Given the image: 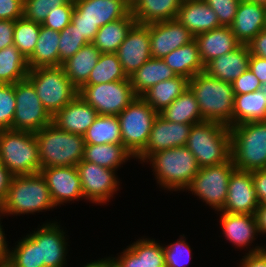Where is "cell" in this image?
<instances>
[{
  "instance_id": "cell-43",
  "label": "cell",
  "mask_w": 266,
  "mask_h": 267,
  "mask_svg": "<svg viewBox=\"0 0 266 267\" xmlns=\"http://www.w3.org/2000/svg\"><path fill=\"white\" fill-rule=\"evenodd\" d=\"M70 0H24L23 18L42 24L51 10L66 5Z\"/></svg>"
},
{
  "instance_id": "cell-25",
  "label": "cell",
  "mask_w": 266,
  "mask_h": 267,
  "mask_svg": "<svg viewBox=\"0 0 266 267\" xmlns=\"http://www.w3.org/2000/svg\"><path fill=\"white\" fill-rule=\"evenodd\" d=\"M250 51L247 45H240L234 51L228 52L210 61L205 66V72L224 82L233 83L241 74L249 69Z\"/></svg>"
},
{
  "instance_id": "cell-26",
  "label": "cell",
  "mask_w": 266,
  "mask_h": 267,
  "mask_svg": "<svg viewBox=\"0 0 266 267\" xmlns=\"http://www.w3.org/2000/svg\"><path fill=\"white\" fill-rule=\"evenodd\" d=\"M221 228L226 240L237 248L250 246L259 234L255 215L219 212Z\"/></svg>"
},
{
  "instance_id": "cell-65",
  "label": "cell",
  "mask_w": 266,
  "mask_h": 267,
  "mask_svg": "<svg viewBox=\"0 0 266 267\" xmlns=\"http://www.w3.org/2000/svg\"><path fill=\"white\" fill-rule=\"evenodd\" d=\"M130 4H132L135 0H127Z\"/></svg>"
},
{
  "instance_id": "cell-48",
  "label": "cell",
  "mask_w": 266,
  "mask_h": 267,
  "mask_svg": "<svg viewBox=\"0 0 266 267\" xmlns=\"http://www.w3.org/2000/svg\"><path fill=\"white\" fill-rule=\"evenodd\" d=\"M143 265L144 267H166L163 245L155 239L143 238Z\"/></svg>"
},
{
  "instance_id": "cell-20",
  "label": "cell",
  "mask_w": 266,
  "mask_h": 267,
  "mask_svg": "<svg viewBox=\"0 0 266 267\" xmlns=\"http://www.w3.org/2000/svg\"><path fill=\"white\" fill-rule=\"evenodd\" d=\"M258 206L252 171L235 169L229 178L227 198L220 212L255 215Z\"/></svg>"
},
{
  "instance_id": "cell-4",
  "label": "cell",
  "mask_w": 266,
  "mask_h": 267,
  "mask_svg": "<svg viewBox=\"0 0 266 267\" xmlns=\"http://www.w3.org/2000/svg\"><path fill=\"white\" fill-rule=\"evenodd\" d=\"M34 134L41 168L76 166L83 160L86 143L82 135L60 130L53 123Z\"/></svg>"
},
{
  "instance_id": "cell-49",
  "label": "cell",
  "mask_w": 266,
  "mask_h": 267,
  "mask_svg": "<svg viewBox=\"0 0 266 267\" xmlns=\"http://www.w3.org/2000/svg\"><path fill=\"white\" fill-rule=\"evenodd\" d=\"M117 257H112L122 267H144L143 238L133 242Z\"/></svg>"
},
{
  "instance_id": "cell-28",
  "label": "cell",
  "mask_w": 266,
  "mask_h": 267,
  "mask_svg": "<svg viewBox=\"0 0 266 267\" xmlns=\"http://www.w3.org/2000/svg\"><path fill=\"white\" fill-rule=\"evenodd\" d=\"M176 76L174 71L167 66L163 59L151 57L129 76V80L135 95L142 96L155 84Z\"/></svg>"
},
{
  "instance_id": "cell-27",
  "label": "cell",
  "mask_w": 266,
  "mask_h": 267,
  "mask_svg": "<svg viewBox=\"0 0 266 267\" xmlns=\"http://www.w3.org/2000/svg\"><path fill=\"white\" fill-rule=\"evenodd\" d=\"M183 0H135L131 12L139 24L176 19Z\"/></svg>"
},
{
  "instance_id": "cell-59",
  "label": "cell",
  "mask_w": 266,
  "mask_h": 267,
  "mask_svg": "<svg viewBox=\"0 0 266 267\" xmlns=\"http://www.w3.org/2000/svg\"><path fill=\"white\" fill-rule=\"evenodd\" d=\"M2 215L5 216L0 210V216ZM1 223L2 222L0 217V266L5 267L9 259L10 249L8 248L4 234L5 232L3 231L4 229L2 228L3 225H1Z\"/></svg>"
},
{
  "instance_id": "cell-56",
  "label": "cell",
  "mask_w": 266,
  "mask_h": 267,
  "mask_svg": "<svg viewBox=\"0 0 266 267\" xmlns=\"http://www.w3.org/2000/svg\"><path fill=\"white\" fill-rule=\"evenodd\" d=\"M71 23L73 24V29H76L88 43L93 41L99 30V27L93 22L71 21Z\"/></svg>"
},
{
  "instance_id": "cell-51",
  "label": "cell",
  "mask_w": 266,
  "mask_h": 267,
  "mask_svg": "<svg viewBox=\"0 0 266 267\" xmlns=\"http://www.w3.org/2000/svg\"><path fill=\"white\" fill-rule=\"evenodd\" d=\"M24 0H0V20H13L22 18Z\"/></svg>"
},
{
  "instance_id": "cell-50",
  "label": "cell",
  "mask_w": 266,
  "mask_h": 267,
  "mask_svg": "<svg viewBox=\"0 0 266 267\" xmlns=\"http://www.w3.org/2000/svg\"><path fill=\"white\" fill-rule=\"evenodd\" d=\"M261 82L248 69L232 83L234 95L247 94L261 89Z\"/></svg>"
},
{
  "instance_id": "cell-6",
  "label": "cell",
  "mask_w": 266,
  "mask_h": 267,
  "mask_svg": "<svg viewBox=\"0 0 266 267\" xmlns=\"http://www.w3.org/2000/svg\"><path fill=\"white\" fill-rule=\"evenodd\" d=\"M231 159L237 170L266 169V121L230 127Z\"/></svg>"
},
{
  "instance_id": "cell-63",
  "label": "cell",
  "mask_w": 266,
  "mask_h": 267,
  "mask_svg": "<svg viewBox=\"0 0 266 267\" xmlns=\"http://www.w3.org/2000/svg\"><path fill=\"white\" fill-rule=\"evenodd\" d=\"M250 1L266 7V0H250Z\"/></svg>"
},
{
  "instance_id": "cell-17",
  "label": "cell",
  "mask_w": 266,
  "mask_h": 267,
  "mask_svg": "<svg viewBox=\"0 0 266 267\" xmlns=\"http://www.w3.org/2000/svg\"><path fill=\"white\" fill-rule=\"evenodd\" d=\"M40 173L46 180L55 208L66 202L84 199L76 166L46 167L41 168Z\"/></svg>"
},
{
  "instance_id": "cell-40",
  "label": "cell",
  "mask_w": 266,
  "mask_h": 267,
  "mask_svg": "<svg viewBox=\"0 0 266 267\" xmlns=\"http://www.w3.org/2000/svg\"><path fill=\"white\" fill-rule=\"evenodd\" d=\"M18 241L16 247L10 250L5 267H44V263H40L39 245L28 233Z\"/></svg>"
},
{
  "instance_id": "cell-23",
  "label": "cell",
  "mask_w": 266,
  "mask_h": 267,
  "mask_svg": "<svg viewBox=\"0 0 266 267\" xmlns=\"http://www.w3.org/2000/svg\"><path fill=\"white\" fill-rule=\"evenodd\" d=\"M176 19L194 36L222 26L204 0H183Z\"/></svg>"
},
{
  "instance_id": "cell-19",
  "label": "cell",
  "mask_w": 266,
  "mask_h": 267,
  "mask_svg": "<svg viewBox=\"0 0 266 267\" xmlns=\"http://www.w3.org/2000/svg\"><path fill=\"white\" fill-rule=\"evenodd\" d=\"M130 11L127 0H74L71 21L93 22L100 28L124 18Z\"/></svg>"
},
{
  "instance_id": "cell-7",
  "label": "cell",
  "mask_w": 266,
  "mask_h": 267,
  "mask_svg": "<svg viewBox=\"0 0 266 267\" xmlns=\"http://www.w3.org/2000/svg\"><path fill=\"white\" fill-rule=\"evenodd\" d=\"M0 162L13 176L40 173L39 148L34 132L0 130Z\"/></svg>"
},
{
  "instance_id": "cell-45",
  "label": "cell",
  "mask_w": 266,
  "mask_h": 267,
  "mask_svg": "<svg viewBox=\"0 0 266 267\" xmlns=\"http://www.w3.org/2000/svg\"><path fill=\"white\" fill-rule=\"evenodd\" d=\"M15 102L14 84H0V130L11 129Z\"/></svg>"
},
{
  "instance_id": "cell-36",
  "label": "cell",
  "mask_w": 266,
  "mask_h": 267,
  "mask_svg": "<svg viewBox=\"0 0 266 267\" xmlns=\"http://www.w3.org/2000/svg\"><path fill=\"white\" fill-rule=\"evenodd\" d=\"M159 115L174 123L197 124L203 122L198 102L189 87L168 107L160 111Z\"/></svg>"
},
{
  "instance_id": "cell-24",
  "label": "cell",
  "mask_w": 266,
  "mask_h": 267,
  "mask_svg": "<svg viewBox=\"0 0 266 267\" xmlns=\"http://www.w3.org/2000/svg\"><path fill=\"white\" fill-rule=\"evenodd\" d=\"M195 41L198 45L204 66L213 59L234 51L241 45L237 41L230 26H221L198 34L195 36Z\"/></svg>"
},
{
  "instance_id": "cell-47",
  "label": "cell",
  "mask_w": 266,
  "mask_h": 267,
  "mask_svg": "<svg viewBox=\"0 0 266 267\" xmlns=\"http://www.w3.org/2000/svg\"><path fill=\"white\" fill-rule=\"evenodd\" d=\"M216 13L222 26H230L241 0H204Z\"/></svg>"
},
{
  "instance_id": "cell-60",
  "label": "cell",
  "mask_w": 266,
  "mask_h": 267,
  "mask_svg": "<svg viewBox=\"0 0 266 267\" xmlns=\"http://www.w3.org/2000/svg\"><path fill=\"white\" fill-rule=\"evenodd\" d=\"M255 218L258 225L259 233H266V204H260L255 212Z\"/></svg>"
},
{
  "instance_id": "cell-3",
  "label": "cell",
  "mask_w": 266,
  "mask_h": 267,
  "mask_svg": "<svg viewBox=\"0 0 266 267\" xmlns=\"http://www.w3.org/2000/svg\"><path fill=\"white\" fill-rule=\"evenodd\" d=\"M185 146L200 168L227 162L231 159L230 128L212 121L193 124Z\"/></svg>"
},
{
  "instance_id": "cell-18",
  "label": "cell",
  "mask_w": 266,
  "mask_h": 267,
  "mask_svg": "<svg viewBox=\"0 0 266 267\" xmlns=\"http://www.w3.org/2000/svg\"><path fill=\"white\" fill-rule=\"evenodd\" d=\"M116 54L128 77L147 62L152 57L148 24L136 22Z\"/></svg>"
},
{
  "instance_id": "cell-54",
  "label": "cell",
  "mask_w": 266,
  "mask_h": 267,
  "mask_svg": "<svg viewBox=\"0 0 266 267\" xmlns=\"http://www.w3.org/2000/svg\"><path fill=\"white\" fill-rule=\"evenodd\" d=\"M14 25L13 20H0V50L14 45Z\"/></svg>"
},
{
  "instance_id": "cell-64",
  "label": "cell",
  "mask_w": 266,
  "mask_h": 267,
  "mask_svg": "<svg viewBox=\"0 0 266 267\" xmlns=\"http://www.w3.org/2000/svg\"><path fill=\"white\" fill-rule=\"evenodd\" d=\"M261 90H262V95L266 99V84H262L261 85Z\"/></svg>"
},
{
  "instance_id": "cell-15",
  "label": "cell",
  "mask_w": 266,
  "mask_h": 267,
  "mask_svg": "<svg viewBox=\"0 0 266 267\" xmlns=\"http://www.w3.org/2000/svg\"><path fill=\"white\" fill-rule=\"evenodd\" d=\"M151 56L163 59L170 52L195 40L177 19L148 24Z\"/></svg>"
},
{
  "instance_id": "cell-31",
  "label": "cell",
  "mask_w": 266,
  "mask_h": 267,
  "mask_svg": "<svg viewBox=\"0 0 266 267\" xmlns=\"http://www.w3.org/2000/svg\"><path fill=\"white\" fill-rule=\"evenodd\" d=\"M101 52L91 42L84 45L75 55L62 64L71 83L79 89L97 64Z\"/></svg>"
},
{
  "instance_id": "cell-30",
  "label": "cell",
  "mask_w": 266,
  "mask_h": 267,
  "mask_svg": "<svg viewBox=\"0 0 266 267\" xmlns=\"http://www.w3.org/2000/svg\"><path fill=\"white\" fill-rule=\"evenodd\" d=\"M163 60L176 75L184 76L189 80L205 71L195 40L170 52Z\"/></svg>"
},
{
  "instance_id": "cell-34",
  "label": "cell",
  "mask_w": 266,
  "mask_h": 267,
  "mask_svg": "<svg viewBox=\"0 0 266 267\" xmlns=\"http://www.w3.org/2000/svg\"><path fill=\"white\" fill-rule=\"evenodd\" d=\"M189 85V79L177 75L152 86L141 97L159 113L179 97Z\"/></svg>"
},
{
  "instance_id": "cell-32",
  "label": "cell",
  "mask_w": 266,
  "mask_h": 267,
  "mask_svg": "<svg viewBox=\"0 0 266 267\" xmlns=\"http://www.w3.org/2000/svg\"><path fill=\"white\" fill-rule=\"evenodd\" d=\"M135 23L130 11L124 18L101 26L92 43L101 53H116Z\"/></svg>"
},
{
  "instance_id": "cell-58",
  "label": "cell",
  "mask_w": 266,
  "mask_h": 267,
  "mask_svg": "<svg viewBox=\"0 0 266 267\" xmlns=\"http://www.w3.org/2000/svg\"><path fill=\"white\" fill-rule=\"evenodd\" d=\"M13 175L0 162V208L2 207Z\"/></svg>"
},
{
  "instance_id": "cell-44",
  "label": "cell",
  "mask_w": 266,
  "mask_h": 267,
  "mask_svg": "<svg viewBox=\"0 0 266 267\" xmlns=\"http://www.w3.org/2000/svg\"><path fill=\"white\" fill-rule=\"evenodd\" d=\"M181 236L176 242L163 246L166 267H186L192 258L191 248L186 242L185 235Z\"/></svg>"
},
{
  "instance_id": "cell-37",
  "label": "cell",
  "mask_w": 266,
  "mask_h": 267,
  "mask_svg": "<svg viewBox=\"0 0 266 267\" xmlns=\"http://www.w3.org/2000/svg\"><path fill=\"white\" fill-rule=\"evenodd\" d=\"M27 59L14 46L0 50V84H14L27 78Z\"/></svg>"
},
{
  "instance_id": "cell-46",
  "label": "cell",
  "mask_w": 266,
  "mask_h": 267,
  "mask_svg": "<svg viewBox=\"0 0 266 267\" xmlns=\"http://www.w3.org/2000/svg\"><path fill=\"white\" fill-rule=\"evenodd\" d=\"M73 10L74 0H70L66 5L51 10L42 25L61 32L71 23Z\"/></svg>"
},
{
  "instance_id": "cell-11",
  "label": "cell",
  "mask_w": 266,
  "mask_h": 267,
  "mask_svg": "<svg viewBox=\"0 0 266 267\" xmlns=\"http://www.w3.org/2000/svg\"><path fill=\"white\" fill-rule=\"evenodd\" d=\"M235 169L232 159L218 165L201 167L186 191H191L192 195L194 193L202 202L219 212L225 205L229 178Z\"/></svg>"
},
{
  "instance_id": "cell-38",
  "label": "cell",
  "mask_w": 266,
  "mask_h": 267,
  "mask_svg": "<svg viewBox=\"0 0 266 267\" xmlns=\"http://www.w3.org/2000/svg\"><path fill=\"white\" fill-rule=\"evenodd\" d=\"M83 137L86 144H122L118 117L98 115Z\"/></svg>"
},
{
  "instance_id": "cell-1",
  "label": "cell",
  "mask_w": 266,
  "mask_h": 267,
  "mask_svg": "<svg viewBox=\"0 0 266 267\" xmlns=\"http://www.w3.org/2000/svg\"><path fill=\"white\" fill-rule=\"evenodd\" d=\"M188 87L198 102L203 121L233 126L234 91L232 83L210 76L205 71L189 80Z\"/></svg>"
},
{
  "instance_id": "cell-16",
  "label": "cell",
  "mask_w": 266,
  "mask_h": 267,
  "mask_svg": "<svg viewBox=\"0 0 266 267\" xmlns=\"http://www.w3.org/2000/svg\"><path fill=\"white\" fill-rule=\"evenodd\" d=\"M60 228L58 222L52 221L28 234L39 245L40 263H44V267L67 266L68 239Z\"/></svg>"
},
{
  "instance_id": "cell-39",
  "label": "cell",
  "mask_w": 266,
  "mask_h": 267,
  "mask_svg": "<svg viewBox=\"0 0 266 267\" xmlns=\"http://www.w3.org/2000/svg\"><path fill=\"white\" fill-rule=\"evenodd\" d=\"M129 80L116 53H101L88 80L83 85H97L113 81Z\"/></svg>"
},
{
  "instance_id": "cell-12",
  "label": "cell",
  "mask_w": 266,
  "mask_h": 267,
  "mask_svg": "<svg viewBox=\"0 0 266 267\" xmlns=\"http://www.w3.org/2000/svg\"><path fill=\"white\" fill-rule=\"evenodd\" d=\"M78 90V95L91 105L98 115L117 116L136 98L130 80L82 85Z\"/></svg>"
},
{
  "instance_id": "cell-2",
  "label": "cell",
  "mask_w": 266,
  "mask_h": 267,
  "mask_svg": "<svg viewBox=\"0 0 266 267\" xmlns=\"http://www.w3.org/2000/svg\"><path fill=\"white\" fill-rule=\"evenodd\" d=\"M145 162H150L157 185L170 191L186 190L200 169L196 157L186 146L160 150Z\"/></svg>"
},
{
  "instance_id": "cell-9",
  "label": "cell",
  "mask_w": 266,
  "mask_h": 267,
  "mask_svg": "<svg viewBox=\"0 0 266 267\" xmlns=\"http://www.w3.org/2000/svg\"><path fill=\"white\" fill-rule=\"evenodd\" d=\"M157 113L141 96L117 115L122 144L134 158L146 147Z\"/></svg>"
},
{
  "instance_id": "cell-52",
  "label": "cell",
  "mask_w": 266,
  "mask_h": 267,
  "mask_svg": "<svg viewBox=\"0 0 266 267\" xmlns=\"http://www.w3.org/2000/svg\"><path fill=\"white\" fill-rule=\"evenodd\" d=\"M240 260L239 267H266V246H254Z\"/></svg>"
},
{
  "instance_id": "cell-8",
  "label": "cell",
  "mask_w": 266,
  "mask_h": 267,
  "mask_svg": "<svg viewBox=\"0 0 266 267\" xmlns=\"http://www.w3.org/2000/svg\"><path fill=\"white\" fill-rule=\"evenodd\" d=\"M27 79L33 84L42 105L52 116L70 103L79 92L62 66L29 70Z\"/></svg>"
},
{
  "instance_id": "cell-22",
  "label": "cell",
  "mask_w": 266,
  "mask_h": 267,
  "mask_svg": "<svg viewBox=\"0 0 266 267\" xmlns=\"http://www.w3.org/2000/svg\"><path fill=\"white\" fill-rule=\"evenodd\" d=\"M230 28L241 45H247L266 28V7L250 0H241Z\"/></svg>"
},
{
  "instance_id": "cell-57",
  "label": "cell",
  "mask_w": 266,
  "mask_h": 267,
  "mask_svg": "<svg viewBox=\"0 0 266 267\" xmlns=\"http://www.w3.org/2000/svg\"><path fill=\"white\" fill-rule=\"evenodd\" d=\"M249 70L261 84H266V59L250 55Z\"/></svg>"
},
{
  "instance_id": "cell-13",
  "label": "cell",
  "mask_w": 266,
  "mask_h": 267,
  "mask_svg": "<svg viewBox=\"0 0 266 267\" xmlns=\"http://www.w3.org/2000/svg\"><path fill=\"white\" fill-rule=\"evenodd\" d=\"M76 168L84 199L98 205L105 204L119 190L120 181L115 173L116 170L84 160L78 163Z\"/></svg>"
},
{
  "instance_id": "cell-41",
  "label": "cell",
  "mask_w": 266,
  "mask_h": 267,
  "mask_svg": "<svg viewBox=\"0 0 266 267\" xmlns=\"http://www.w3.org/2000/svg\"><path fill=\"white\" fill-rule=\"evenodd\" d=\"M41 24L26 20L23 17L17 19L14 25V46L28 59L35 50Z\"/></svg>"
},
{
  "instance_id": "cell-10",
  "label": "cell",
  "mask_w": 266,
  "mask_h": 267,
  "mask_svg": "<svg viewBox=\"0 0 266 267\" xmlns=\"http://www.w3.org/2000/svg\"><path fill=\"white\" fill-rule=\"evenodd\" d=\"M15 113L11 130L37 132L52 123V115L42 105L33 84L26 78L14 83Z\"/></svg>"
},
{
  "instance_id": "cell-21",
  "label": "cell",
  "mask_w": 266,
  "mask_h": 267,
  "mask_svg": "<svg viewBox=\"0 0 266 267\" xmlns=\"http://www.w3.org/2000/svg\"><path fill=\"white\" fill-rule=\"evenodd\" d=\"M97 116V111L77 95L52 116V123L60 130L83 136Z\"/></svg>"
},
{
  "instance_id": "cell-55",
  "label": "cell",
  "mask_w": 266,
  "mask_h": 267,
  "mask_svg": "<svg viewBox=\"0 0 266 267\" xmlns=\"http://www.w3.org/2000/svg\"><path fill=\"white\" fill-rule=\"evenodd\" d=\"M247 46L250 55L266 59V28L260 31Z\"/></svg>"
},
{
  "instance_id": "cell-62",
  "label": "cell",
  "mask_w": 266,
  "mask_h": 267,
  "mask_svg": "<svg viewBox=\"0 0 266 267\" xmlns=\"http://www.w3.org/2000/svg\"><path fill=\"white\" fill-rule=\"evenodd\" d=\"M107 267H122L112 257L107 258Z\"/></svg>"
},
{
  "instance_id": "cell-14",
  "label": "cell",
  "mask_w": 266,
  "mask_h": 267,
  "mask_svg": "<svg viewBox=\"0 0 266 267\" xmlns=\"http://www.w3.org/2000/svg\"><path fill=\"white\" fill-rule=\"evenodd\" d=\"M193 124L167 121L159 114L153 123L146 147L134 158L143 163L160 150L185 146Z\"/></svg>"
},
{
  "instance_id": "cell-53",
  "label": "cell",
  "mask_w": 266,
  "mask_h": 267,
  "mask_svg": "<svg viewBox=\"0 0 266 267\" xmlns=\"http://www.w3.org/2000/svg\"><path fill=\"white\" fill-rule=\"evenodd\" d=\"M252 177L259 205L266 204V169L252 171Z\"/></svg>"
},
{
  "instance_id": "cell-29",
  "label": "cell",
  "mask_w": 266,
  "mask_h": 267,
  "mask_svg": "<svg viewBox=\"0 0 266 267\" xmlns=\"http://www.w3.org/2000/svg\"><path fill=\"white\" fill-rule=\"evenodd\" d=\"M59 42L60 32L41 24L35 50L27 59L29 69L59 66Z\"/></svg>"
},
{
  "instance_id": "cell-35",
  "label": "cell",
  "mask_w": 266,
  "mask_h": 267,
  "mask_svg": "<svg viewBox=\"0 0 266 267\" xmlns=\"http://www.w3.org/2000/svg\"><path fill=\"white\" fill-rule=\"evenodd\" d=\"M253 121H266V99L261 89L234 95L233 126Z\"/></svg>"
},
{
  "instance_id": "cell-42",
  "label": "cell",
  "mask_w": 266,
  "mask_h": 267,
  "mask_svg": "<svg viewBox=\"0 0 266 267\" xmlns=\"http://www.w3.org/2000/svg\"><path fill=\"white\" fill-rule=\"evenodd\" d=\"M86 44L88 42L76 29H73V24L70 23L60 32L59 66H62L64 62L75 55Z\"/></svg>"
},
{
  "instance_id": "cell-5",
  "label": "cell",
  "mask_w": 266,
  "mask_h": 267,
  "mask_svg": "<svg viewBox=\"0 0 266 267\" xmlns=\"http://www.w3.org/2000/svg\"><path fill=\"white\" fill-rule=\"evenodd\" d=\"M54 207L46 180L37 173L13 176L0 210L4 215H22Z\"/></svg>"
},
{
  "instance_id": "cell-61",
  "label": "cell",
  "mask_w": 266,
  "mask_h": 267,
  "mask_svg": "<svg viewBox=\"0 0 266 267\" xmlns=\"http://www.w3.org/2000/svg\"><path fill=\"white\" fill-rule=\"evenodd\" d=\"M82 267H107V257L97 261H91L90 263H87Z\"/></svg>"
},
{
  "instance_id": "cell-33",
  "label": "cell",
  "mask_w": 266,
  "mask_h": 267,
  "mask_svg": "<svg viewBox=\"0 0 266 267\" xmlns=\"http://www.w3.org/2000/svg\"><path fill=\"white\" fill-rule=\"evenodd\" d=\"M134 158L123 144H86L83 160L104 168L117 170L123 163Z\"/></svg>"
}]
</instances>
